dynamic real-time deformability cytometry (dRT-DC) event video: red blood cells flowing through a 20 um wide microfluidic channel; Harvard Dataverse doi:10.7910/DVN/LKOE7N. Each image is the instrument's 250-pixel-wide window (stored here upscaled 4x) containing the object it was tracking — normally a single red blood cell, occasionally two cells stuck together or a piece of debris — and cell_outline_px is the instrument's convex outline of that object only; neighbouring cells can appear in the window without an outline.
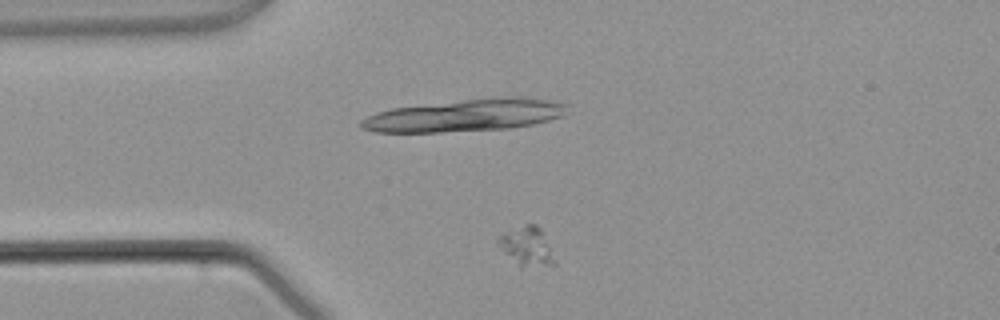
{"species": "common noctule bat (a hibernating species)", "species_latin": "Nyctalus noctula", "temperature_condition": "warm", "stored_images_in_passage": 5, "camera_frame_rate_fps": 3000, "um_per_image_px": 0.085, "animal": {"sex": "male", "body_mass_g": 21.5, "forearm_length_mm": 52.0}, "frame": {"image": 1, "passage_image": 3, "time_ms": 2.667, "image_size_px": [1000, 320], "cell_outline_px": [[556, 264], [520, 264], [504, 252], [496, 244], [496, 240], [504, 232], [524, 224], [536, 224], [540, 228]], "centroid_in_image_um": [44.72, 20.85], "position_along_channel_um": 40.3, "area_um2": 11.85}}
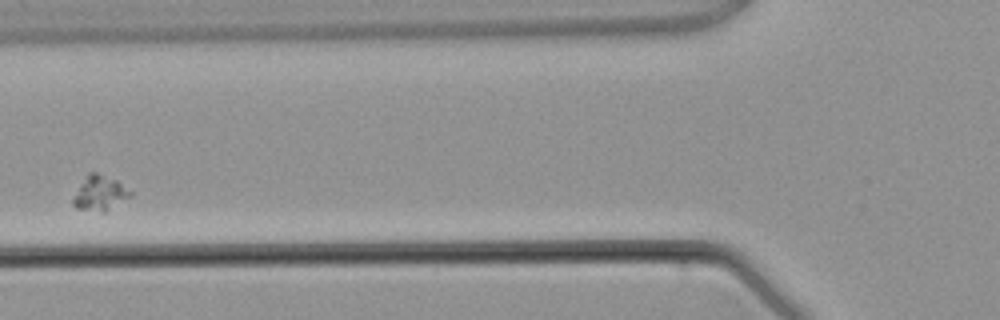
{"frame": {"image": 2, "passage_image": 5, "time_ms": 5.0, "image_size_px": [1000, 320], "cell_outline_px": [[132, 196], [104, 212], [100, 212], [76, 208], [72, 204], [72, 200], [88, 172], [96, 172], [116, 180], [132, 192]], "centroid_in_image_um": [8.49, 16.43], "position_along_channel_um": 117.3, "area_um2": 11.39}}